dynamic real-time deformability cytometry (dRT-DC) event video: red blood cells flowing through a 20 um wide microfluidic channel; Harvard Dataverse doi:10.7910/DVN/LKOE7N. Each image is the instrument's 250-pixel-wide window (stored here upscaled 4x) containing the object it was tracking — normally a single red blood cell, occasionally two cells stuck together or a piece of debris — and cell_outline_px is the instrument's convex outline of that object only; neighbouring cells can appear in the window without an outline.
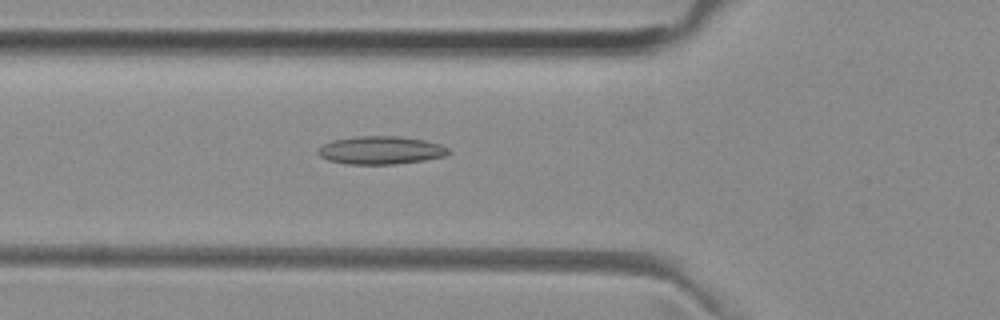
{"species": "common noctule bat (a hibernating species)", "species_latin": "Nyctalus noctula", "temperature_condition": "room temperature", "stored_images_in_passage": 46, "camera_frame_rate_fps": 3000, "um_per_image_px": 0.085, "animal": {"sex": "female", "body_mass_g": 29.2, "forearm_length_mm": 56.3}, "frame": {"image": 1, "passage_image": 18, "time_ms": 5.667, "image_size_px": [1000, 320], "cell_outline_px": [[452, 152], [444, 156], [424, 160], [396, 164], [344, 164], [328, 160], [320, 156], [316, 152], [324, 144], [332, 140], [356, 136], [400, 136], [424, 140], [440, 144], [448, 148]], "centroid_in_image_um": [32.37, 12.77], "position_along_channel_um": 93.4, "area_um2": 21.39}}
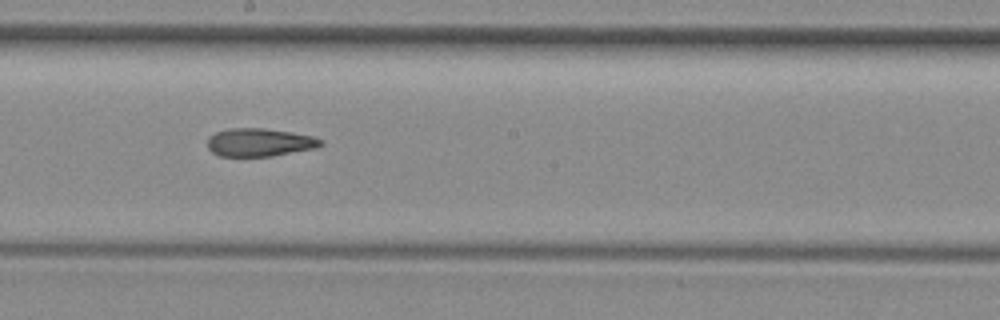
{"frame": {"image": 2, "passage_image": 28, "time_ms": 9.0, "image_size_px": [1000, 320], "cell_outline_px": [[324, 144], [316, 148], [272, 156], [220, 156], [212, 152], [208, 148], [208, 136], [216, 132], [228, 128], [264, 128], [292, 132], [312, 136], [324, 140]], "centroid_in_image_um": [22.07, 12.09], "position_along_channel_um": 226.1, "area_um2": 18.67}}
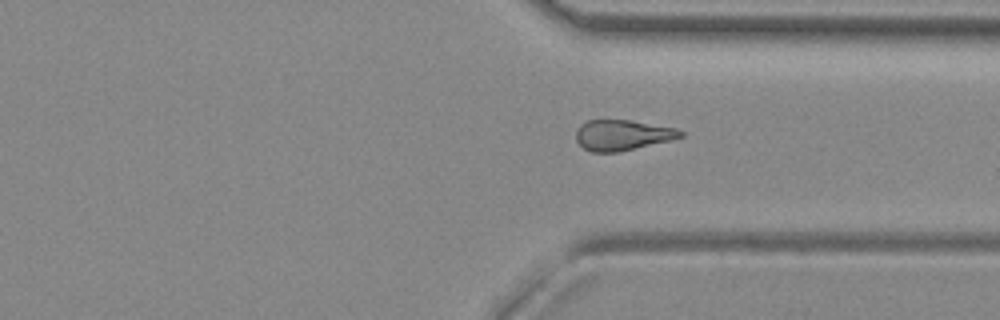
{"frame": {"image": 3, "passage_image": 38, "time_ms": 12.333, "image_size_px": [1000, 320], "cell_outline_px": [[684, 136], [672, 140], [620, 152], [592, 152], [584, 148], [576, 140], [576, 128], [580, 124], [588, 120], [628, 120], [676, 128], [684, 132]], "centroid_in_image_um": [52.9, 11.49], "position_along_channel_um": 358.5, "area_um2": 18.67}, "authors_computed_cell_mechanics": {"area_um2": 19.3341, "velocity_mm_per_s": 3.9744, "shape_relaxation_time_tau1_ms": null, "shape_relaxation_time_tau2_ms": 2.4293, "deformation_change_tau1": null, "deformation_change_tau2": 0.1023}}